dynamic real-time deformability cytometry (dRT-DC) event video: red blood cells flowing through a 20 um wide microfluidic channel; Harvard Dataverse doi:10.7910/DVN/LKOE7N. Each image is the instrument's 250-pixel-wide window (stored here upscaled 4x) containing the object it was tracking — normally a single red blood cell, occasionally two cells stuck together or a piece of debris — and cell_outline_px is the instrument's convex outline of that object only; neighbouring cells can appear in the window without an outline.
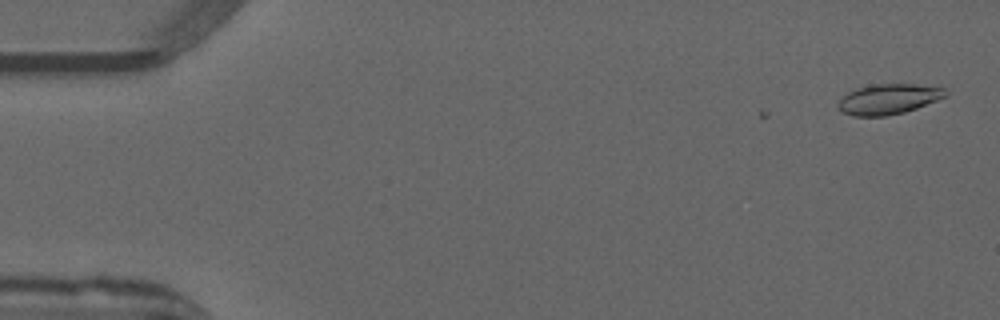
{"species": "common noctule bat (a hibernating species)", "species_latin": "Nyctalus noctula", "temperature_condition": "warm", "stored_images_in_passage": 4, "camera_frame_rate_fps": 3000, "um_per_image_px": 0.085, "animal": {"sex": "male", "forearm_length_mm": 52.5}, "frame": {"image": 1, "passage_image": 1, "time_ms": 0.0, "image_size_px": [1000, 320], "cell_outline_px": [[948, 96], [916, 108], [904, 112], [884, 116], [852, 116], [840, 112], [836, 104], [848, 92], [856, 88], [868, 84], [916, 84], [944, 88], [948, 92]], "centroid_in_image_um": [75.5, 8.42], "position_along_channel_um": 9.5, "area_um2": 19.13}}